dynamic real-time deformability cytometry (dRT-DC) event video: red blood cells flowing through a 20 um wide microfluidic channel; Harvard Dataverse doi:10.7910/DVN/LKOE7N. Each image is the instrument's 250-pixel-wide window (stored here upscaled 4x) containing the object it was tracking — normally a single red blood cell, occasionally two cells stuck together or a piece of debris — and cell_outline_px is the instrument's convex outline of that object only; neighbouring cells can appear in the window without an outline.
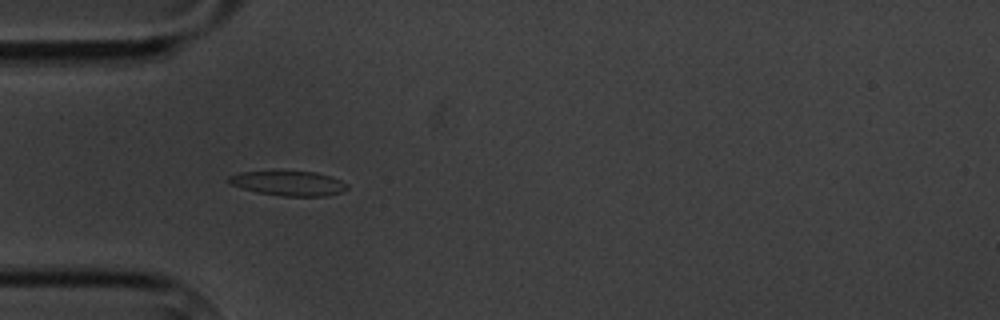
{"species": "common noctule bat (a hibernating species)", "species_latin": "Nyctalus noctula", "temperature_condition": "cold", "stored_images_in_passage": 6, "camera_frame_rate_fps": 3000, "um_per_image_px": 0.085, "animal": {"sex": "male", "body_mass_g": 20.1, "forearm_length_mm": 53.5}, "frame": {"image": 1, "passage_image": 5, "time_ms": 4.667, "image_size_px": [1000, 320], "cell_outline_px": [[348, 188], [340, 192], [328, 196], [280, 196], [256, 192], [232, 184], [224, 180], [228, 176], [240, 172], [316, 172], [340, 180], [348, 184]], "centroid_in_image_um": [24.52, 15.59], "position_along_channel_um": 60.5, "area_um2": 16.82}}